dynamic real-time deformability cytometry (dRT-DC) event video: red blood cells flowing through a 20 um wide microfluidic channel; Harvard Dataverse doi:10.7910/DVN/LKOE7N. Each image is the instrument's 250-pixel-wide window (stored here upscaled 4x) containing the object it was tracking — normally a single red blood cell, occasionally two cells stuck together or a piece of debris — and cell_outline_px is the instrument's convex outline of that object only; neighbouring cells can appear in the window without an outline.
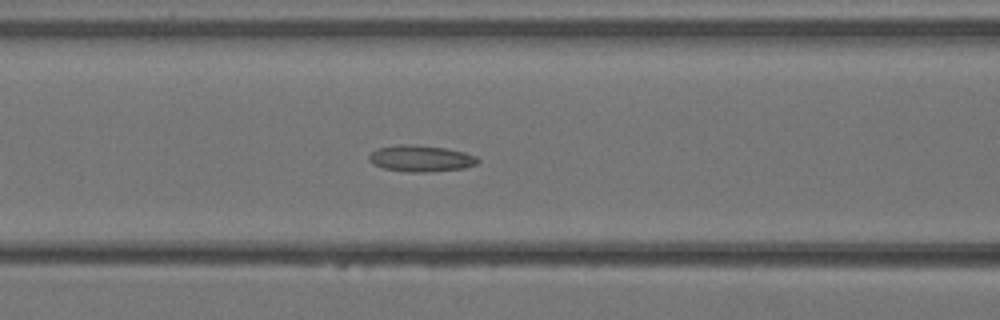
{"species": "Egyptian fruit bat (a non-hibernating species)", "species_latin": "Rousettus aegyptiacus", "temperature_condition": "warm", "stored_images_in_passage": 5, "segment_of_instrument_passage": [2, 2], "camera_frame_rate_fps": 3000, "um_per_image_px": 0.085, "animal": {"sex": "female"}, "frame": {"image": 1, "passage_image": 5, "time_ms": 1.333, "image_size_px": [1000, 320], "cell_outline_px": [[480, 160], [476, 164], [464, 168], [420, 172], [408, 172], [384, 168], [372, 164], [368, 160], [368, 156], [376, 148], [396, 144], [412, 144], [448, 148], [464, 152], [476, 156]], "centroid_in_image_um": [35.74, 13.45], "position_along_channel_um": 130.9, "area_um2": 16.82}}